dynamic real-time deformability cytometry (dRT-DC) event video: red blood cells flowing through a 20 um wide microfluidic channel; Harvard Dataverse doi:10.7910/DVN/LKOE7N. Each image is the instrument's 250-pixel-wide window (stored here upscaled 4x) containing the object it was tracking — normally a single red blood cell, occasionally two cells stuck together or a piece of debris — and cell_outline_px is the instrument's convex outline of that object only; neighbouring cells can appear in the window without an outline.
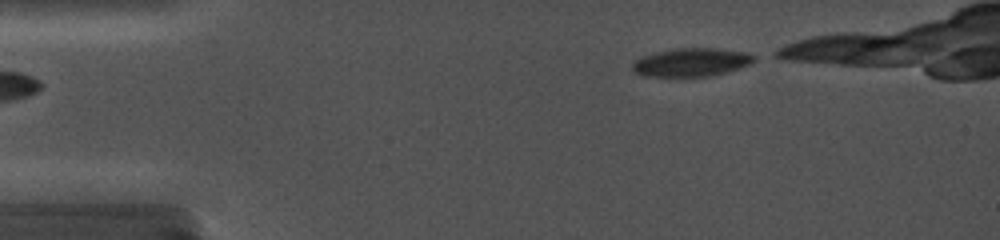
{"species": "common noctule bat (a hibernating species)", "species_latin": "Nyctalus noctula", "temperature_condition": "cold", "stored_images_in_passage": 26, "camera_frame_rate_fps": 5000, "um_per_image_px": 0.085, "animal": {"sex": "female", "body_mass_g": 19.0, "forearm_length_mm": 56.7}, "frame": {"image": 1, "passage_image": 1, "time_ms": 0.0, "image_size_px": [1000, 240], "cell_outline_px": [[756, 60], [740, 68], [728, 72], [708, 76], [644, 76], [636, 72], [632, 68], [632, 64], [640, 56], [656, 52], [676, 48], [716, 48], [748, 52], [756, 56]], "centroid_in_image_um": [58.79, 5.28], "position_along_channel_um": 26.2, "area_um2": 20.11}}
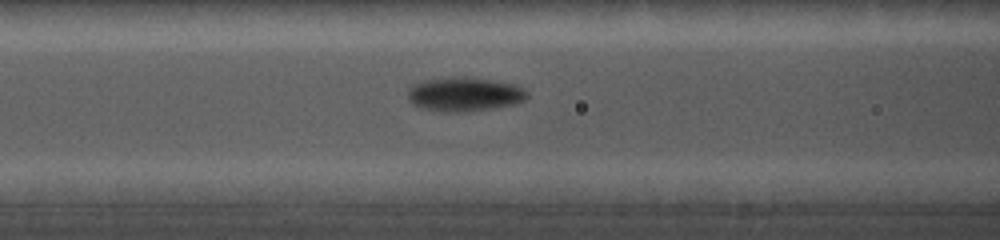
{"frame": {"image": 2, "passage_image": 10, "time_ms": 4.4, "image_size_px": [1000, 240], "cell_outline_px": [[528, 96], [524, 100], [516, 104], [496, 108], [468, 112], [440, 112], [420, 108], [412, 104], [408, 100], [408, 88], [412, 84], [424, 80], [464, 76], [512, 84], [524, 88], [528, 92]], "centroid_in_image_um": [39.45, 8.04], "position_along_channel_um": 127.2, "area_um2": 23.99}}
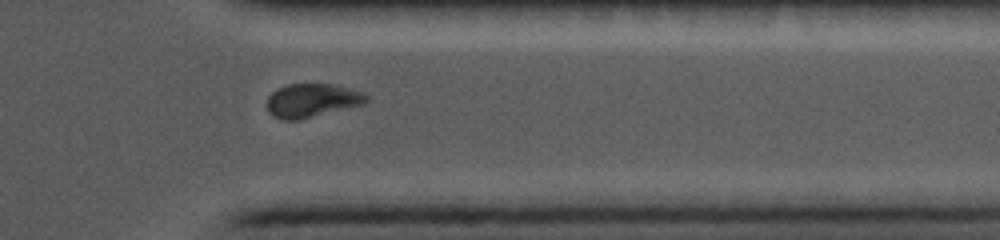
{"frame": {"image": 3, "passage_image": 23, "time_ms": 11.2, "image_size_px": [1000, 240], "cell_outline_px": [[368, 100], [364, 104], [300, 120], [284, 120], [272, 116], [268, 112], [268, 96], [272, 92], [288, 84], [332, 84], [364, 92], [368, 96]], "centroid_in_image_um": [26.53, 8.55], "position_along_channel_um": 384.9, "area_um2": 19.48}}